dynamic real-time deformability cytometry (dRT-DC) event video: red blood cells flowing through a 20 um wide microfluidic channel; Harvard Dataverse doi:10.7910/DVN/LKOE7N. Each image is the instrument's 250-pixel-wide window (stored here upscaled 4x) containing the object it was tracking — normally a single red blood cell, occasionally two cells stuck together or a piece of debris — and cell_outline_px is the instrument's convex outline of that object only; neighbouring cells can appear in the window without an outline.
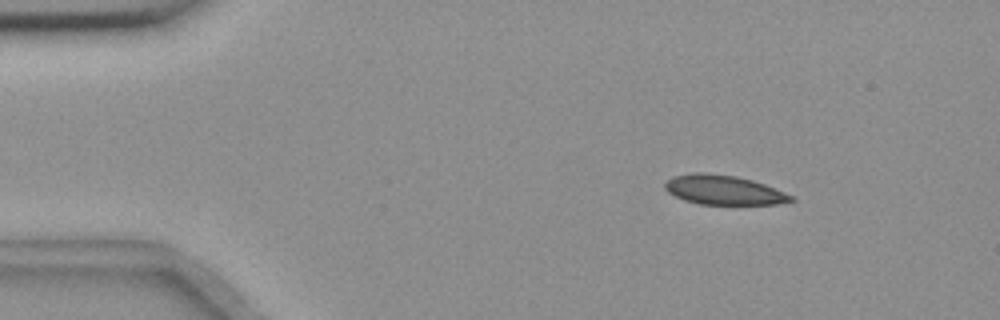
{"species": "common noctule bat (a hibernating species)", "species_latin": "Nyctalus noctula", "temperature_condition": "room temperature", "stored_images_in_passage": 6, "camera_frame_rate_fps": 3000, "um_per_image_px": 0.085, "animal": {"sex": "female", "body_mass_g": 18.4}, "frame": {"image": 1, "passage_image": 1, "time_ms": 0.0, "image_size_px": [1000, 320], "cell_outline_px": [[796, 200], [776, 204], [700, 204], [684, 200], [668, 192], [664, 188], [664, 184], [668, 180], [676, 176], [692, 172], [704, 172], [736, 176], [752, 180], [764, 184], [784, 192], [792, 196]], "centroid_in_image_um": [61.5, 16.14], "position_along_channel_um": 23.5, "area_um2": 21.44}}
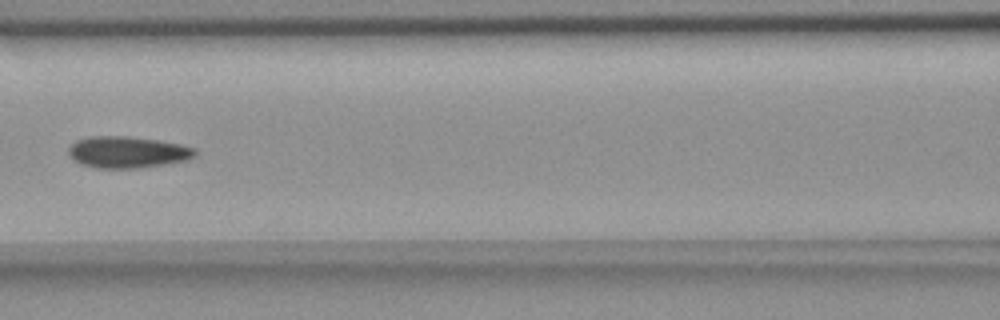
{"frame": {"image": 2, "passage_image": 6, "time_ms": 5.667, "image_size_px": [1000, 320], "cell_outline_px": [[196, 156], [188, 160], [164, 164], [136, 168], [96, 168], [80, 164], [72, 160], [68, 152], [68, 148], [76, 140], [92, 136], [124, 136], [156, 140], [180, 144], [196, 148]], "centroid_in_image_um": [10.82, 12.94], "position_along_channel_um": 155.8, "area_um2": 23.29}}